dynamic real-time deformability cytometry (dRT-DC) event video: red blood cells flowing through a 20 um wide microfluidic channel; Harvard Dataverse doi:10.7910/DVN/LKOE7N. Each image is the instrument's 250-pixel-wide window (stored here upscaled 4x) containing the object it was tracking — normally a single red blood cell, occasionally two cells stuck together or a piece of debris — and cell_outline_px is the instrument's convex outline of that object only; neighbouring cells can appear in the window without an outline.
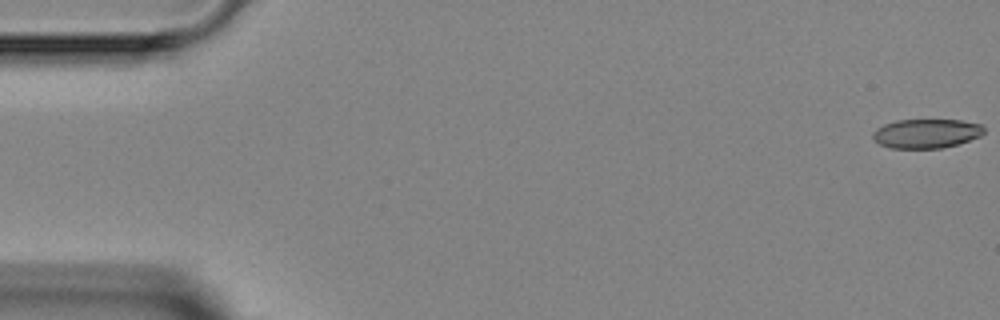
{"species": "Egyptian fruit bat (a non-hibernating species)", "species_latin": "Rousettus aegyptiacus", "temperature_condition": "room temperature", "stored_images_in_passage": 7, "camera_frame_rate_fps": 3000, "um_per_image_px": 0.085, "animal": {"sex": "female"}, "frame": {"image": 1, "passage_image": 1, "time_ms": 0.0, "image_size_px": [1000, 320], "cell_outline_px": [[984, 132], [980, 136], [956, 144], [940, 148], [892, 148], [880, 144], [872, 140], [872, 132], [876, 128], [884, 124], [896, 120], [960, 120], [980, 124], [984, 128]], "centroid_in_image_um": [78.69, 11.34], "position_along_channel_um": 6.3, "area_um2": 18.84}}
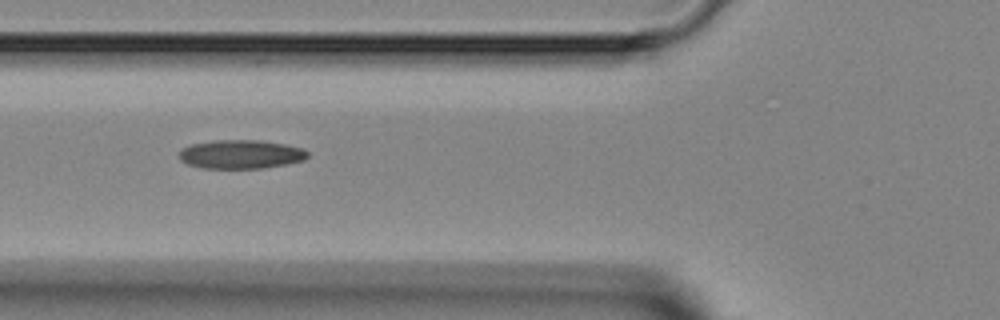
{"frame": {"image": 2, "passage_image": 6, "time_ms": 5.667, "image_size_px": [1000, 320], "cell_outline_px": [[308, 156], [304, 160], [264, 168], [204, 168], [188, 164], [180, 160], [180, 148], [192, 144], [216, 140], [260, 140], [284, 144], [304, 148], [308, 152]], "centroid_in_image_um": [20.48, 13.11], "position_along_channel_um": 105.3, "area_um2": 21.5}}
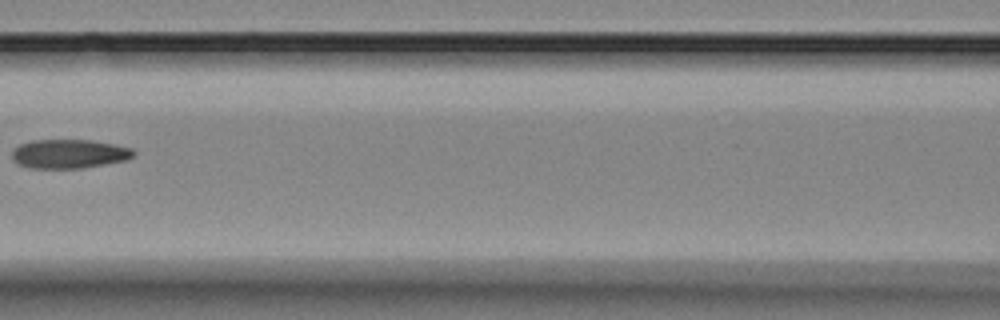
{"frame": {"image": 3, "passage_image": 7, "time_ms": 7.0, "image_size_px": [1000, 320], "cell_outline_px": [[136, 156], [128, 160], [84, 168], [28, 168], [12, 160], [12, 152], [20, 144], [32, 140], [92, 140], [132, 148], [136, 152]], "centroid_in_image_um": [5.92, 13.08], "position_along_channel_um": 160.7, "area_um2": 20.69}}